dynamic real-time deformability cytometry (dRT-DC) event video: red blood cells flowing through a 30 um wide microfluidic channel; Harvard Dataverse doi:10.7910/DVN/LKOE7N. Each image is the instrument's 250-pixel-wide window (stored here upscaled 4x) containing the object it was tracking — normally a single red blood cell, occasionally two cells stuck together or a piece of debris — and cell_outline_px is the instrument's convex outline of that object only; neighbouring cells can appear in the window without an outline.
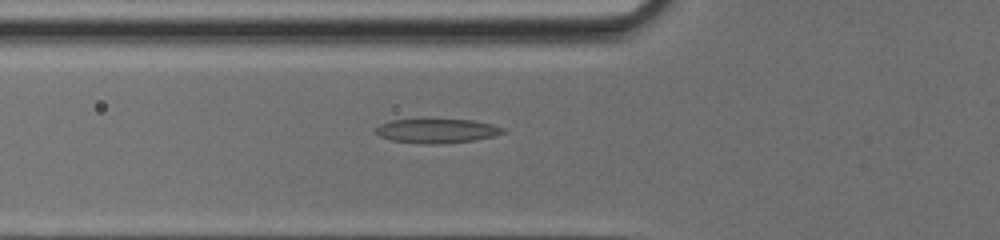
{"species": "common noctule bat (a hibernating species)", "species_latin": "Nyctalus noctula", "temperature_condition": "cold", "stored_images_in_passage": 42, "camera_frame_rate_fps": 3000, "um_per_image_px": 0.085, "animal": {"sex": "female", "body_mass_g": 17.0, "forearm_length_mm": 48.0}, "frame": {"image": 1, "passage_image": 11, "time_ms": 3.333, "image_size_px": [1000, 240], "cell_outline_px": [[504, 132], [492, 136], [476, 140], [436, 144], [420, 144], [392, 140], [380, 136], [376, 132], [376, 128], [380, 124], [392, 120], [472, 120], [492, 124], [504, 128]], "centroid_in_image_um": [37.13, 11.13], "position_along_channel_um": 88.7, "area_um2": 17.69}}
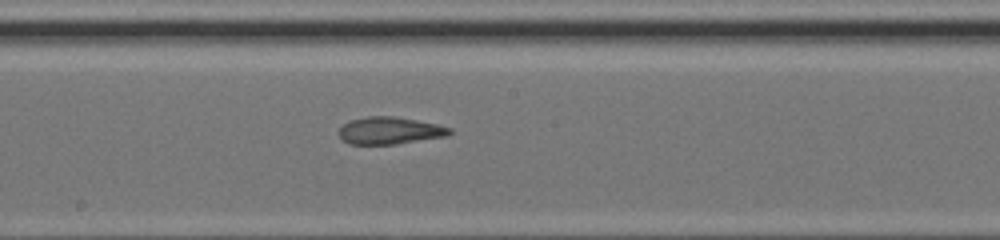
{"frame": {"image": 2, "passage_image": 20, "time_ms": 6.333, "image_size_px": [1000, 240], "cell_outline_px": [[452, 132], [448, 136], [396, 144], [348, 144], [340, 136], [340, 128], [344, 124], [352, 120], [368, 116], [392, 116], [416, 120], [436, 124], [452, 128]], "centroid_in_image_um": [33.17, 11.1], "position_along_channel_um": 215.0, "area_um2": 17.4}}
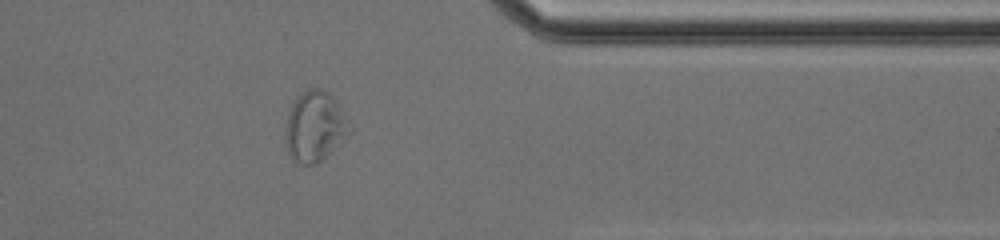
{"frame": {"image": 3, "passage_image": 33, "time_ms": 10.667, "image_size_px": [1000, 240], "cell_outline_px": [[352, 132], [340, 144], [316, 164], [300, 164], [292, 160], [288, 152], [284, 140], [284, 132], [288, 116], [292, 104], [308, 88], [320, 88], [328, 92], [332, 96], [340, 108], [352, 128]], "centroid_in_image_um": [26.76, 10.79], "position_along_channel_um": 384.6, "area_um2": 26.18}, "authors_computed_cell_mechanics": {"area_um2": 18.9584, "velocity_mm_per_s": 4.1929, "shape_relaxation_time_tau1_ms": null, "shape_relaxation_time_tau2_ms": 2.5715, "deformation_change_tau1": null, "deformation_change_tau2": 0.1076}}